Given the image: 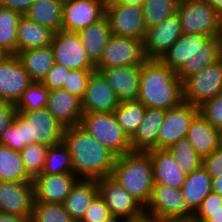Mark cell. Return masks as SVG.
<instances>
[{"mask_svg":"<svg viewBox=\"0 0 222 222\" xmlns=\"http://www.w3.org/2000/svg\"><path fill=\"white\" fill-rule=\"evenodd\" d=\"M62 141L68 147L78 179L99 180L111 176L117 155L80 125L65 128Z\"/></svg>","mask_w":222,"mask_h":222,"instance_id":"obj_1","label":"cell"},{"mask_svg":"<svg viewBox=\"0 0 222 222\" xmlns=\"http://www.w3.org/2000/svg\"><path fill=\"white\" fill-rule=\"evenodd\" d=\"M221 48L222 37L182 33L159 60L175 71L183 82L218 61Z\"/></svg>","mask_w":222,"mask_h":222,"instance_id":"obj_2","label":"cell"},{"mask_svg":"<svg viewBox=\"0 0 222 222\" xmlns=\"http://www.w3.org/2000/svg\"><path fill=\"white\" fill-rule=\"evenodd\" d=\"M137 100L145 108L168 110L177 107L184 101L182 81L175 71L159 59H147L141 65Z\"/></svg>","mask_w":222,"mask_h":222,"instance_id":"obj_3","label":"cell"},{"mask_svg":"<svg viewBox=\"0 0 222 222\" xmlns=\"http://www.w3.org/2000/svg\"><path fill=\"white\" fill-rule=\"evenodd\" d=\"M111 177L146 208L155 185L149 152L131 151L117 156Z\"/></svg>","mask_w":222,"mask_h":222,"instance_id":"obj_4","label":"cell"},{"mask_svg":"<svg viewBox=\"0 0 222 222\" xmlns=\"http://www.w3.org/2000/svg\"><path fill=\"white\" fill-rule=\"evenodd\" d=\"M80 126L117 156L132 151L131 139L118 124L113 112L83 113Z\"/></svg>","mask_w":222,"mask_h":222,"instance_id":"obj_5","label":"cell"},{"mask_svg":"<svg viewBox=\"0 0 222 222\" xmlns=\"http://www.w3.org/2000/svg\"><path fill=\"white\" fill-rule=\"evenodd\" d=\"M182 33L222 37V15L205 0H179Z\"/></svg>","mask_w":222,"mask_h":222,"instance_id":"obj_6","label":"cell"},{"mask_svg":"<svg viewBox=\"0 0 222 222\" xmlns=\"http://www.w3.org/2000/svg\"><path fill=\"white\" fill-rule=\"evenodd\" d=\"M24 126L25 146L39 143L48 147L62 142L64 129L47 108L17 111Z\"/></svg>","mask_w":222,"mask_h":222,"instance_id":"obj_7","label":"cell"},{"mask_svg":"<svg viewBox=\"0 0 222 222\" xmlns=\"http://www.w3.org/2000/svg\"><path fill=\"white\" fill-rule=\"evenodd\" d=\"M183 100L199 107L222 93V62L220 59L182 82Z\"/></svg>","mask_w":222,"mask_h":222,"instance_id":"obj_8","label":"cell"},{"mask_svg":"<svg viewBox=\"0 0 222 222\" xmlns=\"http://www.w3.org/2000/svg\"><path fill=\"white\" fill-rule=\"evenodd\" d=\"M97 185L98 194L114 216L133 222L145 215V208L111 176L97 180Z\"/></svg>","mask_w":222,"mask_h":222,"instance_id":"obj_9","label":"cell"},{"mask_svg":"<svg viewBox=\"0 0 222 222\" xmlns=\"http://www.w3.org/2000/svg\"><path fill=\"white\" fill-rule=\"evenodd\" d=\"M147 60L143 41L134 38L111 35L95 71L116 66L142 65Z\"/></svg>","mask_w":222,"mask_h":222,"instance_id":"obj_10","label":"cell"},{"mask_svg":"<svg viewBox=\"0 0 222 222\" xmlns=\"http://www.w3.org/2000/svg\"><path fill=\"white\" fill-rule=\"evenodd\" d=\"M145 215L152 218L193 217L194 212L189 208L181 189L155 184Z\"/></svg>","mask_w":222,"mask_h":222,"instance_id":"obj_11","label":"cell"},{"mask_svg":"<svg viewBox=\"0 0 222 222\" xmlns=\"http://www.w3.org/2000/svg\"><path fill=\"white\" fill-rule=\"evenodd\" d=\"M51 47L55 63L67 69L95 70V65L87 57L78 32L59 30L53 35Z\"/></svg>","mask_w":222,"mask_h":222,"instance_id":"obj_12","label":"cell"},{"mask_svg":"<svg viewBox=\"0 0 222 222\" xmlns=\"http://www.w3.org/2000/svg\"><path fill=\"white\" fill-rule=\"evenodd\" d=\"M105 16L112 35L144 40L146 26L142 6L106 5Z\"/></svg>","mask_w":222,"mask_h":222,"instance_id":"obj_13","label":"cell"},{"mask_svg":"<svg viewBox=\"0 0 222 222\" xmlns=\"http://www.w3.org/2000/svg\"><path fill=\"white\" fill-rule=\"evenodd\" d=\"M33 81L16 55L0 59V101L17 104Z\"/></svg>","mask_w":222,"mask_h":222,"instance_id":"obj_14","label":"cell"},{"mask_svg":"<svg viewBox=\"0 0 222 222\" xmlns=\"http://www.w3.org/2000/svg\"><path fill=\"white\" fill-rule=\"evenodd\" d=\"M199 107L182 102L179 106L166 110L158 133V149H169L174 143L187 136Z\"/></svg>","mask_w":222,"mask_h":222,"instance_id":"obj_15","label":"cell"},{"mask_svg":"<svg viewBox=\"0 0 222 222\" xmlns=\"http://www.w3.org/2000/svg\"><path fill=\"white\" fill-rule=\"evenodd\" d=\"M35 196L32 181H0V212L31 218Z\"/></svg>","mask_w":222,"mask_h":222,"instance_id":"obj_16","label":"cell"},{"mask_svg":"<svg viewBox=\"0 0 222 222\" xmlns=\"http://www.w3.org/2000/svg\"><path fill=\"white\" fill-rule=\"evenodd\" d=\"M104 0H70L63 3L62 30L79 32L105 16Z\"/></svg>","mask_w":222,"mask_h":222,"instance_id":"obj_17","label":"cell"},{"mask_svg":"<svg viewBox=\"0 0 222 222\" xmlns=\"http://www.w3.org/2000/svg\"><path fill=\"white\" fill-rule=\"evenodd\" d=\"M181 35V19L177 12L159 25L146 29L143 45L147 59H160Z\"/></svg>","mask_w":222,"mask_h":222,"instance_id":"obj_18","label":"cell"},{"mask_svg":"<svg viewBox=\"0 0 222 222\" xmlns=\"http://www.w3.org/2000/svg\"><path fill=\"white\" fill-rule=\"evenodd\" d=\"M99 72L120 102L138 99L141 65L102 68Z\"/></svg>","mask_w":222,"mask_h":222,"instance_id":"obj_19","label":"cell"},{"mask_svg":"<svg viewBox=\"0 0 222 222\" xmlns=\"http://www.w3.org/2000/svg\"><path fill=\"white\" fill-rule=\"evenodd\" d=\"M77 180L74 173L40 174L32 180L35 202L63 204Z\"/></svg>","mask_w":222,"mask_h":222,"instance_id":"obj_20","label":"cell"},{"mask_svg":"<svg viewBox=\"0 0 222 222\" xmlns=\"http://www.w3.org/2000/svg\"><path fill=\"white\" fill-rule=\"evenodd\" d=\"M120 101L98 71H94L88 81L85 95L82 98L84 113L114 112Z\"/></svg>","mask_w":222,"mask_h":222,"instance_id":"obj_21","label":"cell"},{"mask_svg":"<svg viewBox=\"0 0 222 222\" xmlns=\"http://www.w3.org/2000/svg\"><path fill=\"white\" fill-rule=\"evenodd\" d=\"M47 109L65 128L80 125L84 113L82 99L64 89L49 92Z\"/></svg>","mask_w":222,"mask_h":222,"instance_id":"obj_22","label":"cell"},{"mask_svg":"<svg viewBox=\"0 0 222 222\" xmlns=\"http://www.w3.org/2000/svg\"><path fill=\"white\" fill-rule=\"evenodd\" d=\"M148 152L153 163L155 184L181 189L187 175L169 149H153Z\"/></svg>","mask_w":222,"mask_h":222,"instance_id":"obj_23","label":"cell"},{"mask_svg":"<svg viewBox=\"0 0 222 222\" xmlns=\"http://www.w3.org/2000/svg\"><path fill=\"white\" fill-rule=\"evenodd\" d=\"M166 110L146 108L141 125L131 138L132 151L148 152L158 149V133Z\"/></svg>","mask_w":222,"mask_h":222,"instance_id":"obj_24","label":"cell"},{"mask_svg":"<svg viewBox=\"0 0 222 222\" xmlns=\"http://www.w3.org/2000/svg\"><path fill=\"white\" fill-rule=\"evenodd\" d=\"M186 138L203 158L222 145V132L198 113L187 132Z\"/></svg>","mask_w":222,"mask_h":222,"instance_id":"obj_25","label":"cell"},{"mask_svg":"<svg viewBox=\"0 0 222 222\" xmlns=\"http://www.w3.org/2000/svg\"><path fill=\"white\" fill-rule=\"evenodd\" d=\"M97 194V180L78 179L65 198L63 206L75 222H80Z\"/></svg>","mask_w":222,"mask_h":222,"instance_id":"obj_26","label":"cell"},{"mask_svg":"<svg viewBox=\"0 0 222 222\" xmlns=\"http://www.w3.org/2000/svg\"><path fill=\"white\" fill-rule=\"evenodd\" d=\"M54 32L22 15L17 28L16 55L29 49L51 45Z\"/></svg>","mask_w":222,"mask_h":222,"instance_id":"obj_27","label":"cell"},{"mask_svg":"<svg viewBox=\"0 0 222 222\" xmlns=\"http://www.w3.org/2000/svg\"><path fill=\"white\" fill-rule=\"evenodd\" d=\"M81 43L89 60L96 65L111 37L110 23L106 16L79 32Z\"/></svg>","mask_w":222,"mask_h":222,"instance_id":"obj_28","label":"cell"},{"mask_svg":"<svg viewBox=\"0 0 222 222\" xmlns=\"http://www.w3.org/2000/svg\"><path fill=\"white\" fill-rule=\"evenodd\" d=\"M16 56L32 81L42 82L55 65L54 52L51 45L24 50Z\"/></svg>","mask_w":222,"mask_h":222,"instance_id":"obj_29","label":"cell"},{"mask_svg":"<svg viewBox=\"0 0 222 222\" xmlns=\"http://www.w3.org/2000/svg\"><path fill=\"white\" fill-rule=\"evenodd\" d=\"M181 190L189 208L195 213L206 196L212 191V178L201 166L186 176Z\"/></svg>","mask_w":222,"mask_h":222,"instance_id":"obj_30","label":"cell"},{"mask_svg":"<svg viewBox=\"0 0 222 222\" xmlns=\"http://www.w3.org/2000/svg\"><path fill=\"white\" fill-rule=\"evenodd\" d=\"M25 16L56 33L62 27L63 3L58 0H35Z\"/></svg>","mask_w":222,"mask_h":222,"instance_id":"obj_31","label":"cell"},{"mask_svg":"<svg viewBox=\"0 0 222 222\" xmlns=\"http://www.w3.org/2000/svg\"><path fill=\"white\" fill-rule=\"evenodd\" d=\"M0 181H32L26 172L20 152L3 144H0Z\"/></svg>","mask_w":222,"mask_h":222,"instance_id":"obj_32","label":"cell"},{"mask_svg":"<svg viewBox=\"0 0 222 222\" xmlns=\"http://www.w3.org/2000/svg\"><path fill=\"white\" fill-rule=\"evenodd\" d=\"M22 14L0 6V50L4 55H16L17 28Z\"/></svg>","mask_w":222,"mask_h":222,"instance_id":"obj_33","label":"cell"},{"mask_svg":"<svg viewBox=\"0 0 222 222\" xmlns=\"http://www.w3.org/2000/svg\"><path fill=\"white\" fill-rule=\"evenodd\" d=\"M145 107L138 100L121 101L113 112L118 124L131 139L141 125Z\"/></svg>","mask_w":222,"mask_h":222,"instance_id":"obj_34","label":"cell"},{"mask_svg":"<svg viewBox=\"0 0 222 222\" xmlns=\"http://www.w3.org/2000/svg\"><path fill=\"white\" fill-rule=\"evenodd\" d=\"M74 173L68 147L62 141L48 148L41 174Z\"/></svg>","mask_w":222,"mask_h":222,"instance_id":"obj_35","label":"cell"},{"mask_svg":"<svg viewBox=\"0 0 222 222\" xmlns=\"http://www.w3.org/2000/svg\"><path fill=\"white\" fill-rule=\"evenodd\" d=\"M169 151L173 154L176 162L186 175L202 166L203 158L195 151L190 141L184 137L174 143Z\"/></svg>","mask_w":222,"mask_h":222,"instance_id":"obj_36","label":"cell"},{"mask_svg":"<svg viewBox=\"0 0 222 222\" xmlns=\"http://www.w3.org/2000/svg\"><path fill=\"white\" fill-rule=\"evenodd\" d=\"M179 0H146L142 5L146 29L159 25L177 12Z\"/></svg>","mask_w":222,"mask_h":222,"instance_id":"obj_37","label":"cell"},{"mask_svg":"<svg viewBox=\"0 0 222 222\" xmlns=\"http://www.w3.org/2000/svg\"><path fill=\"white\" fill-rule=\"evenodd\" d=\"M49 92L42 82L33 81L16 104V110L34 111L47 108Z\"/></svg>","mask_w":222,"mask_h":222,"instance_id":"obj_38","label":"cell"},{"mask_svg":"<svg viewBox=\"0 0 222 222\" xmlns=\"http://www.w3.org/2000/svg\"><path fill=\"white\" fill-rule=\"evenodd\" d=\"M48 148L46 145L33 143L20 151L26 172L32 180L42 173Z\"/></svg>","mask_w":222,"mask_h":222,"instance_id":"obj_39","label":"cell"},{"mask_svg":"<svg viewBox=\"0 0 222 222\" xmlns=\"http://www.w3.org/2000/svg\"><path fill=\"white\" fill-rule=\"evenodd\" d=\"M30 222H75L63 204L35 202Z\"/></svg>","mask_w":222,"mask_h":222,"instance_id":"obj_40","label":"cell"},{"mask_svg":"<svg viewBox=\"0 0 222 222\" xmlns=\"http://www.w3.org/2000/svg\"><path fill=\"white\" fill-rule=\"evenodd\" d=\"M0 144L20 152L25 147L24 126H20V115H15L13 123L0 135Z\"/></svg>","mask_w":222,"mask_h":222,"instance_id":"obj_41","label":"cell"},{"mask_svg":"<svg viewBox=\"0 0 222 222\" xmlns=\"http://www.w3.org/2000/svg\"><path fill=\"white\" fill-rule=\"evenodd\" d=\"M94 71L83 69L70 70L63 89L82 99L85 95L89 78Z\"/></svg>","mask_w":222,"mask_h":222,"instance_id":"obj_42","label":"cell"},{"mask_svg":"<svg viewBox=\"0 0 222 222\" xmlns=\"http://www.w3.org/2000/svg\"><path fill=\"white\" fill-rule=\"evenodd\" d=\"M199 113L222 132V93L199 106Z\"/></svg>","mask_w":222,"mask_h":222,"instance_id":"obj_43","label":"cell"},{"mask_svg":"<svg viewBox=\"0 0 222 222\" xmlns=\"http://www.w3.org/2000/svg\"><path fill=\"white\" fill-rule=\"evenodd\" d=\"M110 215V210L103 198L97 194L85 211L80 222H101Z\"/></svg>","mask_w":222,"mask_h":222,"instance_id":"obj_44","label":"cell"},{"mask_svg":"<svg viewBox=\"0 0 222 222\" xmlns=\"http://www.w3.org/2000/svg\"><path fill=\"white\" fill-rule=\"evenodd\" d=\"M69 72L70 69H67L63 65L55 63V65L43 79L42 83L50 91L54 89H63L64 82H66V78Z\"/></svg>","mask_w":222,"mask_h":222,"instance_id":"obj_45","label":"cell"},{"mask_svg":"<svg viewBox=\"0 0 222 222\" xmlns=\"http://www.w3.org/2000/svg\"><path fill=\"white\" fill-rule=\"evenodd\" d=\"M202 166L211 178L222 176V145L211 154L203 157Z\"/></svg>","mask_w":222,"mask_h":222,"instance_id":"obj_46","label":"cell"},{"mask_svg":"<svg viewBox=\"0 0 222 222\" xmlns=\"http://www.w3.org/2000/svg\"><path fill=\"white\" fill-rule=\"evenodd\" d=\"M17 114L16 105L8 102L0 103V135L9 127Z\"/></svg>","mask_w":222,"mask_h":222,"instance_id":"obj_47","label":"cell"},{"mask_svg":"<svg viewBox=\"0 0 222 222\" xmlns=\"http://www.w3.org/2000/svg\"><path fill=\"white\" fill-rule=\"evenodd\" d=\"M222 196L211 191L196 211H216L221 209Z\"/></svg>","mask_w":222,"mask_h":222,"instance_id":"obj_48","label":"cell"},{"mask_svg":"<svg viewBox=\"0 0 222 222\" xmlns=\"http://www.w3.org/2000/svg\"><path fill=\"white\" fill-rule=\"evenodd\" d=\"M34 1L35 0H0V6L25 15Z\"/></svg>","mask_w":222,"mask_h":222,"instance_id":"obj_49","label":"cell"},{"mask_svg":"<svg viewBox=\"0 0 222 222\" xmlns=\"http://www.w3.org/2000/svg\"><path fill=\"white\" fill-rule=\"evenodd\" d=\"M194 217L200 222H222V206L216 211H196Z\"/></svg>","mask_w":222,"mask_h":222,"instance_id":"obj_50","label":"cell"},{"mask_svg":"<svg viewBox=\"0 0 222 222\" xmlns=\"http://www.w3.org/2000/svg\"><path fill=\"white\" fill-rule=\"evenodd\" d=\"M0 222H30V218L0 212Z\"/></svg>","mask_w":222,"mask_h":222,"instance_id":"obj_51","label":"cell"},{"mask_svg":"<svg viewBox=\"0 0 222 222\" xmlns=\"http://www.w3.org/2000/svg\"><path fill=\"white\" fill-rule=\"evenodd\" d=\"M146 0H108L106 5H138L142 6Z\"/></svg>","mask_w":222,"mask_h":222,"instance_id":"obj_52","label":"cell"},{"mask_svg":"<svg viewBox=\"0 0 222 222\" xmlns=\"http://www.w3.org/2000/svg\"><path fill=\"white\" fill-rule=\"evenodd\" d=\"M160 222H200V221L193 216V217L164 218L160 219Z\"/></svg>","mask_w":222,"mask_h":222,"instance_id":"obj_53","label":"cell"},{"mask_svg":"<svg viewBox=\"0 0 222 222\" xmlns=\"http://www.w3.org/2000/svg\"><path fill=\"white\" fill-rule=\"evenodd\" d=\"M212 191L222 196V176L212 178Z\"/></svg>","mask_w":222,"mask_h":222,"instance_id":"obj_54","label":"cell"},{"mask_svg":"<svg viewBox=\"0 0 222 222\" xmlns=\"http://www.w3.org/2000/svg\"><path fill=\"white\" fill-rule=\"evenodd\" d=\"M222 15V0H205Z\"/></svg>","mask_w":222,"mask_h":222,"instance_id":"obj_55","label":"cell"},{"mask_svg":"<svg viewBox=\"0 0 222 222\" xmlns=\"http://www.w3.org/2000/svg\"><path fill=\"white\" fill-rule=\"evenodd\" d=\"M101 222H127V221L111 214L107 218L103 219Z\"/></svg>","mask_w":222,"mask_h":222,"instance_id":"obj_56","label":"cell"},{"mask_svg":"<svg viewBox=\"0 0 222 222\" xmlns=\"http://www.w3.org/2000/svg\"><path fill=\"white\" fill-rule=\"evenodd\" d=\"M133 222H160V219L144 215L142 218L136 219Z\"/></svg>","mask_w":222,"mask_h":222,"instance_id":"obj_57","label":"cell"},{"mask_svg":"<svg viewBox=\"0 0 222 222\" xmlns=\"http://www.w3.org/2000/svg\"><path fill=\"white\" fill-rule=\"evenodd\" d=\"M219 59L222 62V48H221V51H220Z\"/></svg>","mask_w":222,"mask_h":222,"instance_id":"obj_58","label":"cell"},{"mask_svg":"<svg viewBox=\"0 0 222 222\" xmlns=\"http://www.w3.org/2000/svg\"><path fill=\"white\" fill-rule=\"evenodd\" d=\"M58 1H60L62 3H65V2L70 1V0H58Z\"/></svg>","mask_w":222,"mask_h":222,"instance_id":"obj_59","label":"cell"},{"mask_svg":"<svg viewBox=\"0 0 222 222\" xmlns=\"http://www.w3.org/2000/svg\"><path fill=\"white\" fill-rule=\"evenodd\" d=\"M4 56V54L2 53V51L0 50V59Z\"/></svg>","mask_w":222,"mask_h":222,"instance_id":"obj_60","label":"cell"}]
</instances>
